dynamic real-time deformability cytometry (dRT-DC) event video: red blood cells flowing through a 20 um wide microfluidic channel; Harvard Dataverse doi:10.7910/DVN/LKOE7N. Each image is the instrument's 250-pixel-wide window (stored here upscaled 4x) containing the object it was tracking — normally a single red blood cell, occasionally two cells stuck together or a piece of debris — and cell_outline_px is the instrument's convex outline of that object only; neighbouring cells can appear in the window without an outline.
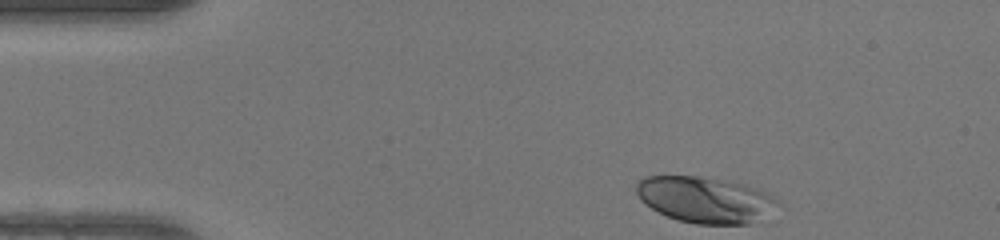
{"species": "human", "species_latin": "Homo sapiens", "temperature_condition": "warm", "stored_images_in_passage": 36, "camera_frame_rate_fps": 3000, "um_per_image_px": 0.085, "donor": {"sex": "female"}, "frame": {"image": 1, "passage_image": 1, "time_ms": 0.0, "image_size_px": [1000, 240], "cell_outline_px": [[780, 204], [748, 224], [696, 224], [676, 220], [652, 208], [640, 200], [636, 192], [636, 184], [644, 176], [696, 176], [732, 180], [768, 192], [780, 200]], "centroid_in_image_um": [59.93, 16.95], "position_along_channel_um": 25.1, "area_um2": 37.97}}
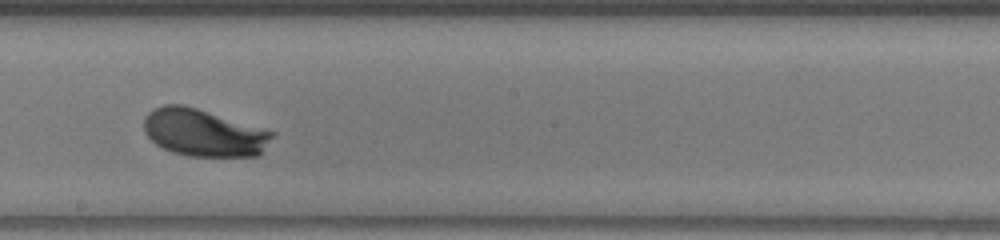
{"frame": {"image": 2, "passage_image": 21, "time_ms": 6.667, "image_size_px": [1000, 240], "cell_outline_px": [[276, 136], [260, 156], [188, 156], [172, 152], [156, 144], [144, 132], [144, 116], [152, 108], [164, 104], [184, 104], [276, 132]], "centroid_in_image_um": [17.34, 11.28], "position_along_channel_um": 230.9, "area_um2": 35.78}}
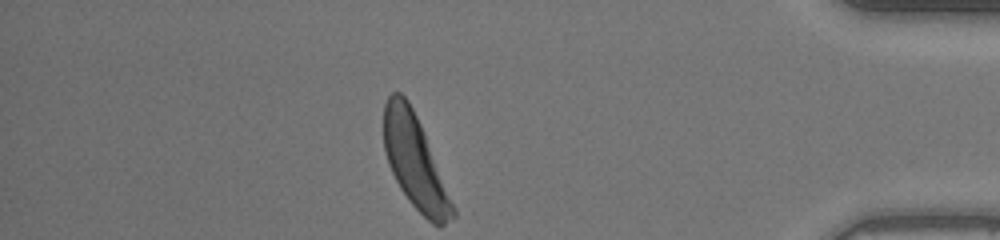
{"frame": {"image": 3, "passage_image": 36, "time_ms": 11.667, "image_size_px": [1000, 240], "cell_outline_px": [[456, 216], [444, 224], [432, 224], [412, 204], [400, 188], [388, 164], [384, 148], [384, 104], [388, 96], [392, 92], [400, 92], [408, 100], [420, 124], [456, 208]], "centroid_in_image_um": [35.27, 13.76], "position_along_channel_um": 399.9, "area_um2": 36.82}, "authors_computed_cell_mechanics": {"area_um2": 34.9979, "velocity_mm_per_s": 4.1973, "shape_relaxation_time_tau1_ms": 1.695, "shape_relaxation_time_tau2_ms": null, "deformation_change_tau1": 0.1283, "deformation_change_tau2": null}}